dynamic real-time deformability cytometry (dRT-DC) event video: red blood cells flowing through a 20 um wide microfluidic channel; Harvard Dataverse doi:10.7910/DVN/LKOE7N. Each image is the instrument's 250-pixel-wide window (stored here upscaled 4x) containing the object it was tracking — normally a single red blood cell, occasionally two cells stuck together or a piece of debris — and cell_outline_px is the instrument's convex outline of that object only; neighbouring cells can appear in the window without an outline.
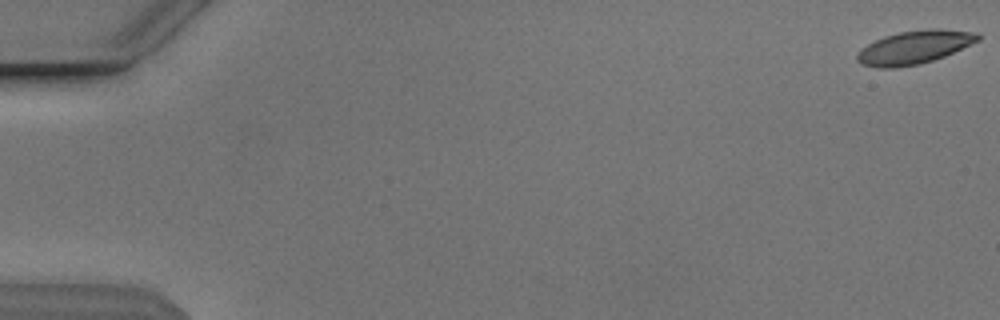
{"species": "Egyptian fruit bat (a non-hibernating species)", "species_latin": "Rousettus aegyptiacus", "temperature_condition": "cold", "stored_images_in_passage": 9, "camera_frame_rate_fps": 3000, "um_per_image_px": 0.085, "animal": {"sex": "male"}, "frame": {"image": 1, "passage_image": 1, "time_ms": 0.0, "image_size_px": [1000, 320], "cell_outline_px": [[980, 40], [944, 56], [920, 64], [892, 68], [880, 68], [860, 64], [856, 60], [856, 56], [860, 48], [884, 36], [900, 32], [932, 28], [936, 28], [980, 32]], "centroid_in_image_um": [77.72, 4.01], "position_along_channel_um": 7.3, "area_um2": 23.47}}